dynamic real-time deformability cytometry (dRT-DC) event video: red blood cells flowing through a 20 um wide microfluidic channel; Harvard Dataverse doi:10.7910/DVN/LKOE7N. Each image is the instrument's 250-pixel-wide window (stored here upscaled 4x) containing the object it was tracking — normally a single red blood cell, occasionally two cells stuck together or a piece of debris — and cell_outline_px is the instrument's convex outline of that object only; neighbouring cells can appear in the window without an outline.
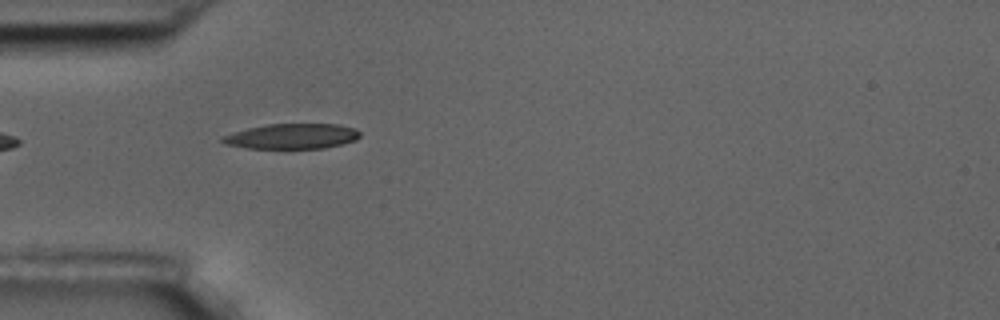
{"species": "common noctule bat (a hibernating species)", "species_latin": "Nyctalus noctula", "temperature_condition": "room temperature", "stored_images_in_passage": 6, "camera_frame_rate_fps": 3000, "um_per_image_px": 0.085, "animal": {"sex": "male", "body_mass_g": 17.5, "forearm_length_mm": 52.3}, "frame": {"image": 1, "passage_image": 5, "time_ms": 1.333, "image_size_px": [1000, 320], "cell_outline_px": [[360, 136], [356, 140], [324, 148], [248, 148], [224, 144], [220, 140], [220, 136], [248, 128], [268, 124], [340, 124], [356, 128], [360, 132]], "centroid_in_image_um": [24.82, 11.58], "position_along_channel_um": 60.2, "area_um2": 20.23}}